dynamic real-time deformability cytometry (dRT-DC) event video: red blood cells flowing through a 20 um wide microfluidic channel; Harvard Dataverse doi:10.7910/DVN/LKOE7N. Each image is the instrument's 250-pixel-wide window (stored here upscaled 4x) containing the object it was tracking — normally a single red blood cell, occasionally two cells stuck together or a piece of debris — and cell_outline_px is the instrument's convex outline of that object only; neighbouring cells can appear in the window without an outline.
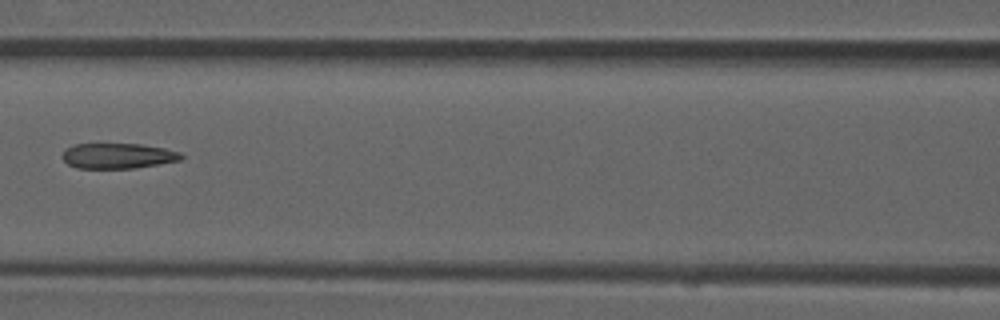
{"species": "common noctule bat (a hibernating species)", "species_latin": "Nyctalus noctula", "temperature_condition": "room temperature", "stored_images_in_passage": 7, "camera_frame_rate_fps": 3000, "um_per_image_px": 0.085, "animal": {"sex": "male", "forearm_length_mm": 52.5}, "frame": {"image": 1, "passage_image": 7, "time_ms": 2.0, "image_size_px": [1000, 320], "cell_outline_px": [[184, 156], [180, 160], [136, 168], [76, 168], [68, 164], [64, 160], [64, 152], [68, 148], [76, 144], [140, 144], [164, 148], [180, 152]], "centroid_in_image_um": [10.06, 13.25], "position_along_channel_um": 156.5, "area_um2": 17.34}}